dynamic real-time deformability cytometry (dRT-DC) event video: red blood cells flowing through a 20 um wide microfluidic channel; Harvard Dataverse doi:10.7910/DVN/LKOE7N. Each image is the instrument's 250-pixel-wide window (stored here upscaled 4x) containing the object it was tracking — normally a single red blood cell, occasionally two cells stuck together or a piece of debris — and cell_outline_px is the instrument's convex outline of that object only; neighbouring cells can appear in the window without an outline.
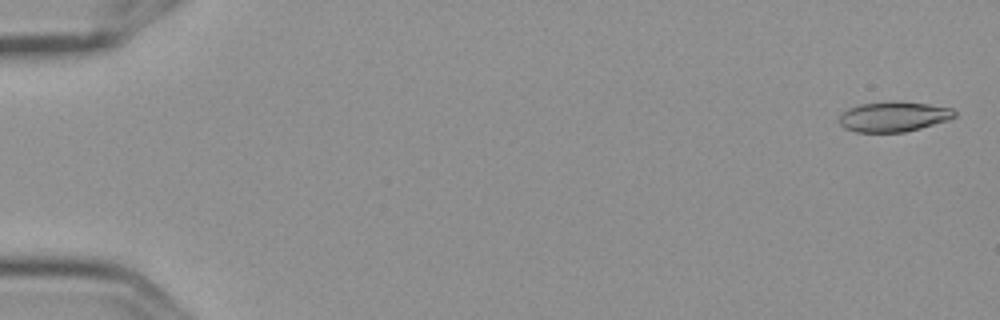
{"species": "Egyptian fruit bat (a non-hibernating species)", "species_latin": "Rousettus aegyptiacus", "temperature_condition": "cold", "stored_images_in_passage": 5, "camera_frame_rate_fps": 3000, "um_per_image_px": 0.085, "frame": {"image": 1, "passage_image": 1, "time_ms": 0.0, "image_size_px": [1000, 320], "cell_outline_px": [[956, 116], [948, 120], [920, 128], [904, 132], [856, 132], [844, 128], [840, 124], [840, 116], [848, 108], [860, 104], [928, 104], [952, 108], [956, 112]], "centroid_in_image_um": [75.96, 9.96], "position_along_channel_um": 9.0, "area_um2": 19.31}}
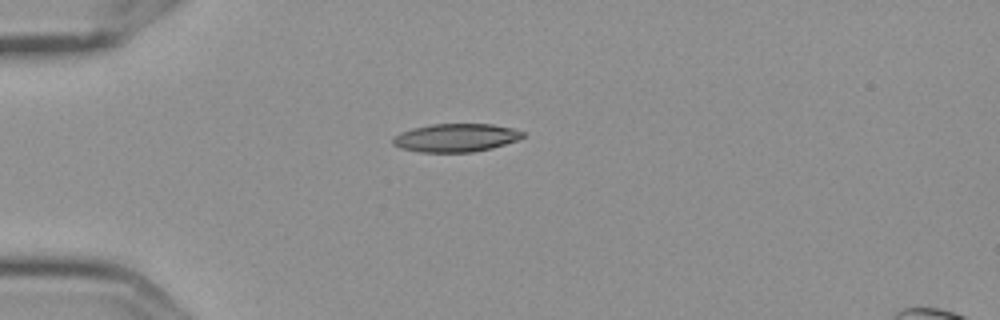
{"frame": {"image": 2, "passage_image": 5, "time_ms": 1.333, "image_size_px": [1000, 320], "cell_outline_px": [[524, 136], [516, 140], [492, 148], [472, 152], [420, 152], [400, 148], [392, 144], [392, 140], [400, 132], [412, 128], [432, 124], [492, 124], [512, 128], [524, 132]], "centroid_in_image_um": [38.72, 11.71], "position_along_channel_um": 46.3, "area_um2": 21.27}}